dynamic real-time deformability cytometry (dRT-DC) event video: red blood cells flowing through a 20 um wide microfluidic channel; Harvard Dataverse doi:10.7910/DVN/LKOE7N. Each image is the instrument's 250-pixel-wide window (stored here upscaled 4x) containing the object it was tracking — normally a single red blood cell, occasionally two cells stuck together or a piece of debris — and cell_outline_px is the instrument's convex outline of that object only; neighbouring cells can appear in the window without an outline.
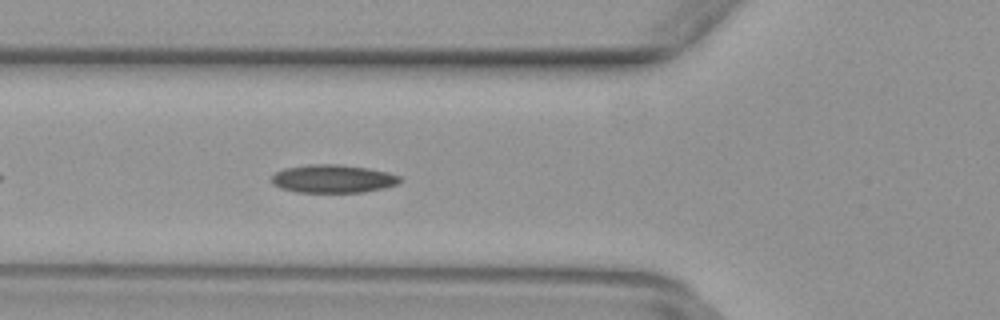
{"species": "common noctule bat (a hibernating species)", "species_latin": "Nyctalus noctula", "temperature_condition": "warm", "stored_images_in_passage": 39, "camera_frame_rate_fps": 3000, "um_per_image_px": 0.085, "animal": {"sex": "female", "body_mass_g": 29.2, "forearm_length_mm": 56.3}, "frame": {"image": 1, "passage_image": 6, "time_ms": 1.667, "image_size_px": [1000, 320], "cell_outline_px": [[400, 180], [396, 184], [384, 188], [364, 192], [296, 192], [280, 188], [272, 184], [272, 176], [276, 172], [284, 168], [308, 164], [340, 164], [368, 168], [388, 172], [400, 176]], "centroid_in_image_um": [28.28, 15.19], "position_along_channel_um": 97.5, "area_um2": 21.1}}
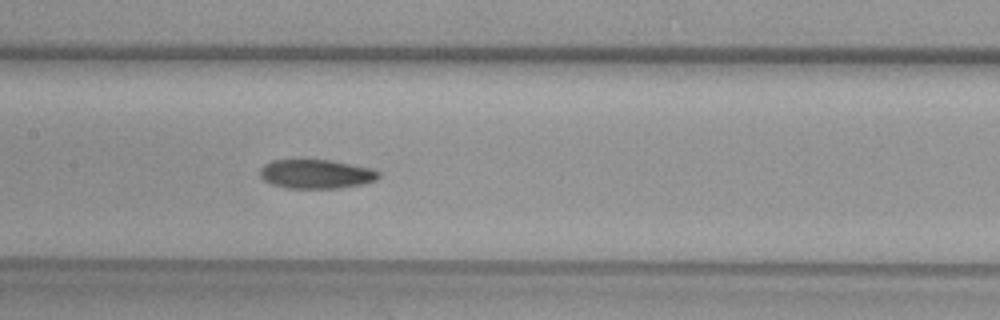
{"frame": {"image": 2, "passage_image": 12, "time_ms": 3.667, "image_size_px": [1000, 320], "cell_outline_px": [[380, 176], [376, 180], [364, 184], [340, 188], [284, 188], [272, 184], [264, 180], [260, 176], [260, 168], [264, 164], [272, 160], [332, 160], [372, 168], [380, 172]], "centroid_in_image_um": [26.89, 14.79], "position_along_channel_um": 180.5, "area_um2": 20.29}}
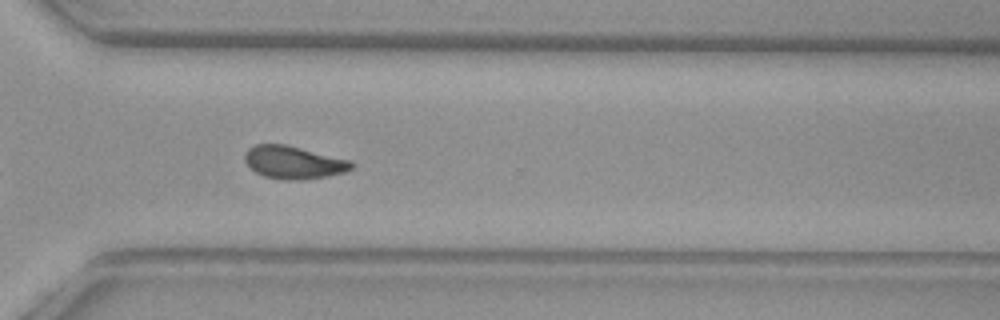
{"frame": {"image": 3, "passage_image": 24, "time_ms": 7.667, "image_size_px": [1000, 320], "cell_outline_px": [[352, 168], [344, 172], [328, 176], [300, 180], [284, 180], [264, 176], [256, 172], [244, 160], [244, 152], [248, 148], [256, 144], [284, 144], [352, 160]], "centroid_in_image_um": [24.94, 13.8], "position_along_channel_um": 345.7, "area_um2": 20.35}}